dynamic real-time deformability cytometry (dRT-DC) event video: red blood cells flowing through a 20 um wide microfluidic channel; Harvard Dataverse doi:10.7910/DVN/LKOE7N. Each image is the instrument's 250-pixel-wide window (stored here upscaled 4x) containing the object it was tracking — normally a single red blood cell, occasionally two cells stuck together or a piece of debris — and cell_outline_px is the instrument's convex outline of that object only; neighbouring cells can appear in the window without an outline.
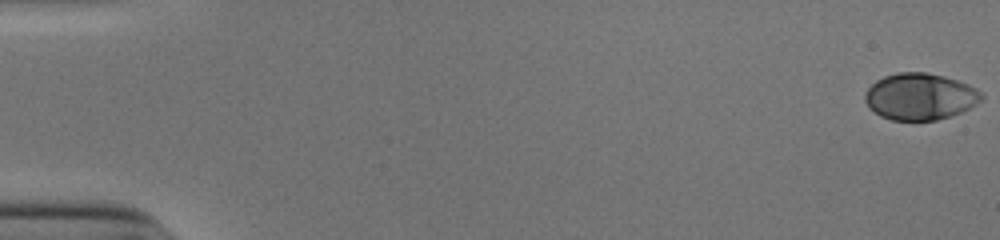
{"species": "human", "species_latin": "Homo sapiens", "temperature_condition": "cold", "stored_images_in_passage": 54, "camera_frame_rate_fps": 3000, "um_per_image_px": 0.085, "donor": {"sex": "male"}, "frame": {"image": 1, "passage_image": 1, "time_ms": 0.0, "image_size_px": [1000, 240], "cell_outline_px": [[984, 100], [952, 116], [936, 120], [892, 120], [880, 116], [868, 108], [864, 100], [864, 96], [868, 88], [876, 80], [884, 76], [896, 72], [924, 72], [944, 76], [968, 84], [976, 88], [984, 96]], "centroid_in_image_um": [78.19, 8.21], "position_along_channel_um": 6.8, "area_um2": 31.85}}
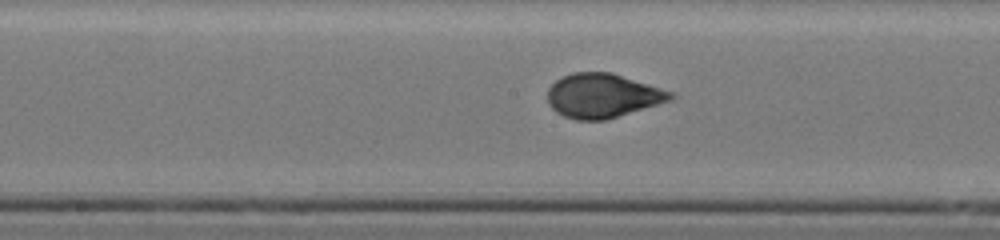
{"frame": {"image": 2, "passage_image": 29, "time_ms": 9.333, "image_size_px": [1000, 240], "cell_outline_px": [[676, 96], [672, 100], [604, 120], [576, 120], [564, 116], [556, 112], [548, 104], [548, 88], [556, 80], [572, 72], [612, 72], [672, 92]], "centroid_in_image_um": [51.2, 8.13], "position_along_channel_um": 197.0, "area_um2": 31.5}}
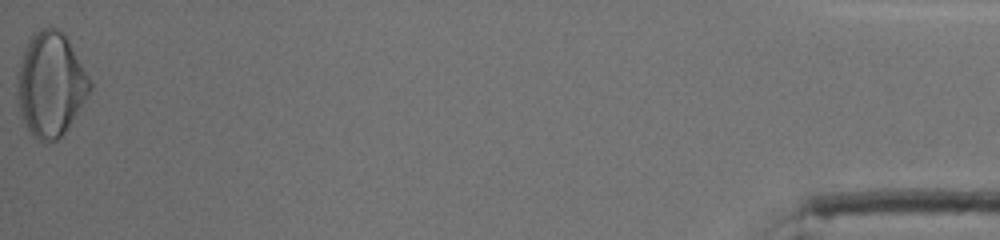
{"frame": {"image": 3, "passage_image": 54, "time_ms": 17.667, "image_size_px": [1000, 240], "cell_outline_px": [[92, 88], [64, 132], [56, 140], [44, 144], [36, 140], [32, 136], [24, 120], [20, 108], [16, 80], [16, 72], [24, 48], [28, 40], [36, 32], [44, 28], [60, 28], [64, 32], [88, 76], [92, 84]], "centroid_in_image_um": [4.28, 7.16], "position_along_channel_um": 430.9, "area_um2": 43.7}, "authors_computed_cell_mechanics": {"area_um2": 31.6744, "velocity_mm_per_s": 3.9077, "shape_relaxation_time_tau1_ms": 5.6097, "shape_relaxation_time_tau2_ms": null, "deformation_change_tau1": 0.2143, "deformation_change_tau2": null}}